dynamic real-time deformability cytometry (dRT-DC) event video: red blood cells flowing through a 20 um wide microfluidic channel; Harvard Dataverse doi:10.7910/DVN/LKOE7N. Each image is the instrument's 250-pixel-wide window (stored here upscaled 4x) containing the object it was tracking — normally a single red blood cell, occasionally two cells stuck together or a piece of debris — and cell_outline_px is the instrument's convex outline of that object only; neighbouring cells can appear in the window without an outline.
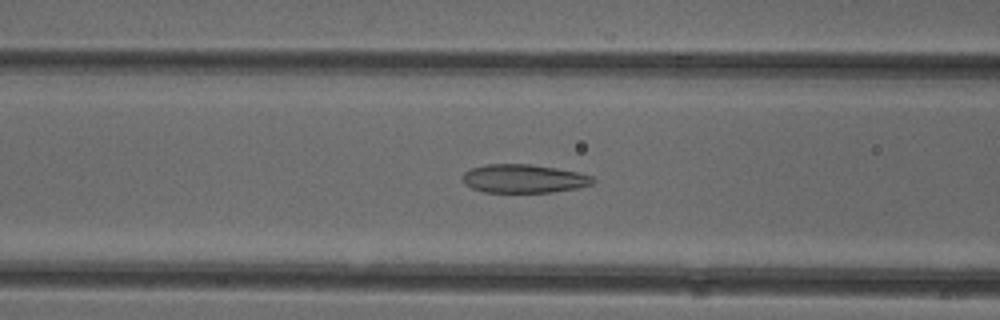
{"species": "common noctule bat (a hibernating species)", "species_latin": "Nyctalus noctula", "temperature_condition": "cold", "stored_images_in_passage": 51, "camera_frame_rate_fps": 3000, "um_per_image_px": 0.085, "animal": {"sex": "female"}, "frame": {"image": 1, "passage_image": 20, "time_ms": 6.333, "image_size_px": [1000, 320], "cell_outline_px": [[596, 180], [592, 184], [576, 188], [552, 192], [484, 192], [472, 188], [464, 184], [460, 176], [464, 172], [472, 168], [488, 164], [528, 164], [556, 168], [580, 172], [592, 176]], "centroid_in_image_um": [44.51, 15.18], "position_along_channel_um": 122.1, "area_um2": 21.73}}
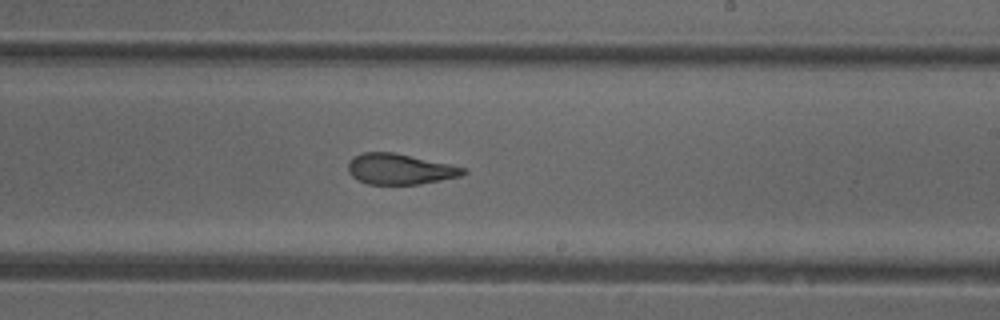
{"frame": {"image": 2, "passage_image": 30, "time_ms": 9.667, "image_size_px": [1000, 320], "cell_outline_px": [[468, 172], [460, 176], [420, 184], [368, 184], [352, 176], [348, 172], [348, 164], [352, 156], [364, 152], [392, 152], [448, 164], [464, 168]], "centroid_in_image_um": [33.95, 14.37], "position_along_channel_um": 255.1, "area_um2": 20.29}}
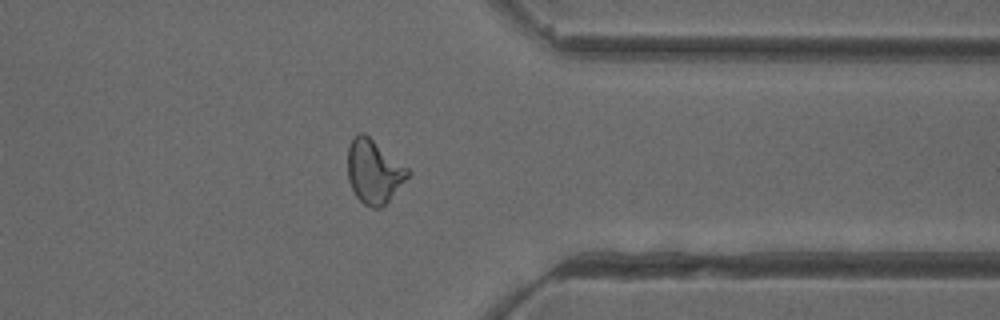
{"frame": {"image": 3, "passage_image": 40, "time_ms": 13.0, "image_size_px": [1000, 320], "cell_outline_px": [[412, 172], [388, 200], [380, 208], [372, 208], [364, 204], [356, 196], [348, 180], [348, 148], [352, 136], [356, 132], [364, 132], [408, 168]], "centroid_in_image_um": [31.76, 14.54], "position_along_channel_um": 379.6, "area_um2": 22.2}, "authors_computed_cell_mechanics": {"area_um2": 22.542, "velocity_mm_per_s": 3.9796, "shape_relaxation_time_tau1_ms": null, "shape_relaxation_time_tau2_ms": 1.6228, "deformation_change_tau1": null, "deformation_change_tau2": 0.0895}}